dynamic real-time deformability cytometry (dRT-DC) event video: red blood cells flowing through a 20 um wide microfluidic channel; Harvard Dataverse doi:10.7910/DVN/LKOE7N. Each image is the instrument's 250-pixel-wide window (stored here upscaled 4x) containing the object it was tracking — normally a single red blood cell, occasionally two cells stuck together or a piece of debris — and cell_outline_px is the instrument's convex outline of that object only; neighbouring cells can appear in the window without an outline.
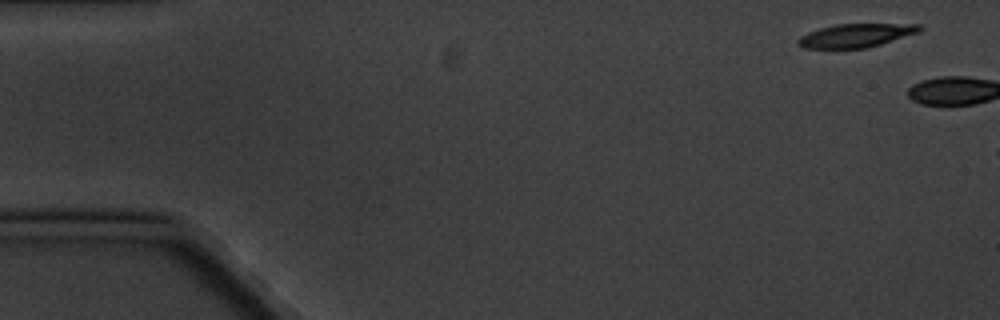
{"species": "common noctule bat (a hibernating species)", "species_latin": "Nyctalus noctula", "temperature_condition": "cold", "stored_images_in_passage": 2, "camera_frame_rate_fps": 3000, "um_per_image_px": 0.085, "animal": {"sex": "male", "body_mass_g": 20.1, "forearm_length_mm": 53.5}, "frame": {"image": 1, "passage_image": 1, "time_ms": 0.0, "image_size_px": [1000, 320], "cell_outline_px": [[924, 28], [920, 32], [868, 48], [804, 48], [796, 44], [796, 40], [800, 36], [808, 32], [820, 28], [836, 24], [924, 24]], "centroid_in_image_um": [72.78, 3.01], "position_along_channel_um": 12.2, "area_um2": 16.82}}